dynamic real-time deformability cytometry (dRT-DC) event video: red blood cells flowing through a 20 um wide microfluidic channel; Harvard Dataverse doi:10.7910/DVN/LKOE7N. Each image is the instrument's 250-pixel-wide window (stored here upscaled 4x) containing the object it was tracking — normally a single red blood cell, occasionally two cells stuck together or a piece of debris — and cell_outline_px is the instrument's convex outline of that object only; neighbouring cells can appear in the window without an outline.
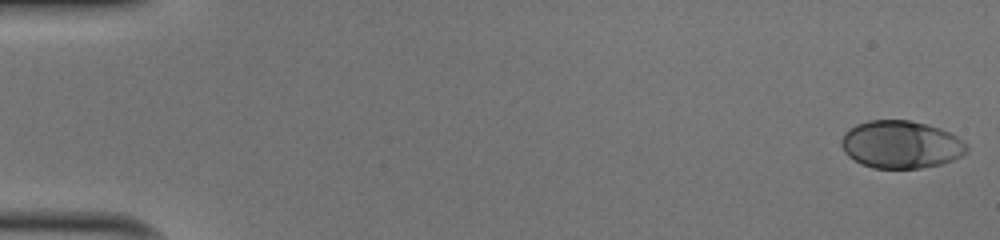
{"species": "human", "species_latin": "Homo sapiens", "temperature_condition": "cold", "stored_images_in_passage": 51, "camera_frame_rate_fps": 3000, "um_per_image_px": 0.085, "donor": {"sex": "male"}, "frame": {"image": 1, "passage_image": 1, "time_ms": 0.0, "image_size_px": [1000, 240], "cell_outline_px": [[968, 152], [952, 160], [940, 164], [920, 168], [872, 168], [860, 164], [848, 156], [844, 152], [840, 144], [840, 140], [844, 132], [848, 128], [856, 124], [868, 120], [908, 120], [928, 124], [940, 128], [964, 140], [968, 144]], "centroid_in_image_um": [76.56, 12.28], "position_along_channel_um": 8.4, "area_um2": 35.2}}
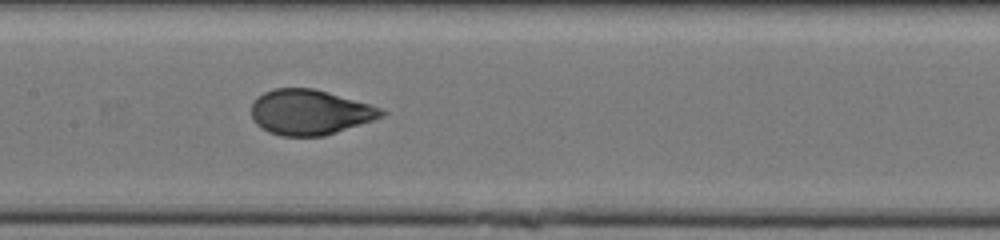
{"frame": {"image": 2, "passage_image": 26, "time_ms": 8.333, "image_size_px": [1000, 240], "cell_outline_px": [[388, 112], [384, 116], [324, 136], [280, 136], [268, 132], [256, 124], [252, 120], [252, 100], [256, 96], [272, 88], [312, 88], [328, 92], [384, 108]], "centroid_in_image_um": [26.32, 9.53], "position_along_channel_um": 181.1, "area_um2": 34.45}}
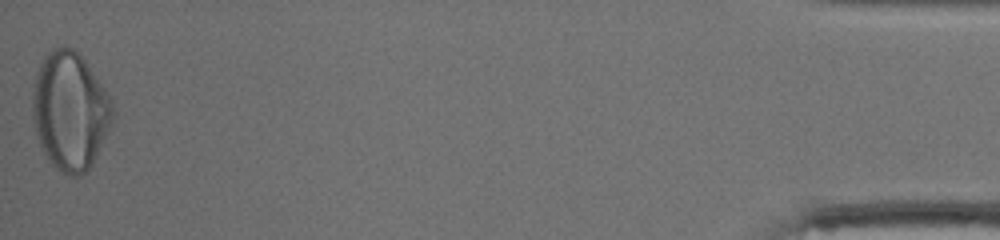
{"frame": {"image": 3, "passage_image": 51, "time_ms": 16.667, "image_size_px": [1000, 240], "cell_outline_px": [[116, 112], [96, 156], [92, 164], [80, 176], [68, 176], [60, 172], [52, 164], [44, 152], [36, 136], [32, 116], [32, 84], [36, 72], [44, 56], [48, 52], [64, 44], [72, 48], [84, 60], [104, 88], [112, 100]], "centroid_in_image_um": [5.93, 9.43], "position_along_channel_um": 429.3, "area_um2": 55.26}, "authors_computed_cell_mechanics": {"area_um2": 34.9112, "velocity_mm_per_s": 4.0424, "shape_relaxation_time_tau1_ms": 4.1624, "shape_relaxation_time_tau2_ms": null, "deformation_change_tau1": 0.1816, "deformation_change_tau2": null}}